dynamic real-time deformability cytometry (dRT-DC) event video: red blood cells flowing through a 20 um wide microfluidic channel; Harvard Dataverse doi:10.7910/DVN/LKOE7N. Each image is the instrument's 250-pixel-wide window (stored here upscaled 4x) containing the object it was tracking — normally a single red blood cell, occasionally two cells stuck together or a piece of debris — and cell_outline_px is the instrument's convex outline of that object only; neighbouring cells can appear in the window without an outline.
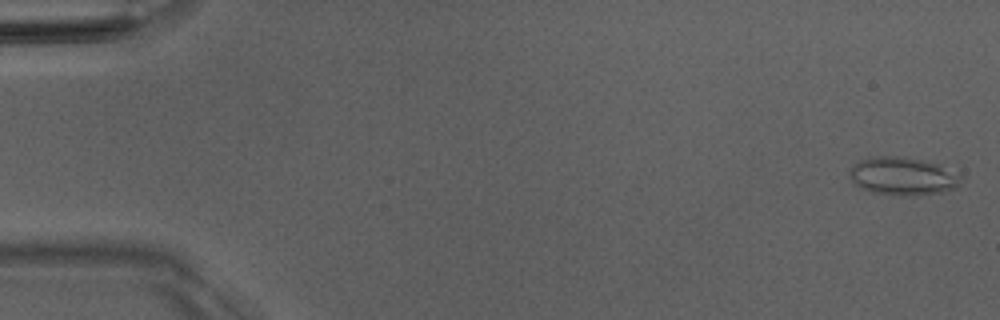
{"species": "Egyptian fruit bat (a non-hibernating species)", "species_latin": "Rousettus aegyptiacus", "temperature_condition": "room temperature", "stored_images_in_passage": 31, "camera_frame_rate_fps": 3000, "um_per_image_px": 0.085, "animal": {"sex": "male"}, "frame": {"image": 1, "passage_image": 1, "time_ms": 0.0, "image_size_px": [1000, 320], "cell_outline_px": [[960, 184], [956, 188], [944, 192], [916, 196], [896, 196], [872, 192], [860, 188], [852, 184], [848, 176], [852, 164], [860, 160], [880, 156], [892, 156], [920, 160], [936, 164], [960, 172]], "centroid_in_image_um": [76.72, 15.01], "position_along_channel_um": 8.3, "area_um2": 25.03}}
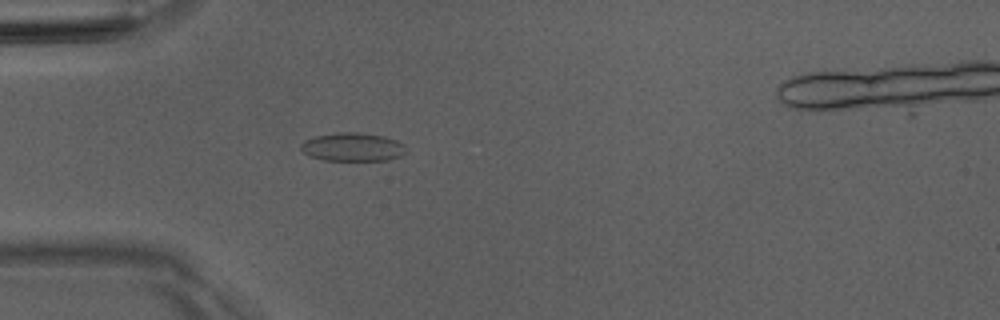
{"frame": {"image": 2, "passage_image": 15, "time_ms": 4.667, "image_size_px": [1000, 320], "cell_outline_px": [[404, 152], [400, 156], [388, 160], [324, 160], [308, 156], [300, 148], [300, 144], [304, 140], [316, 136], [340, 132], [356, 132], [384, 136], [396, 140], [404, 144]], "centroid_in_image_um": [29.94, 12.49], "position_along_channel_um": 55.1, "area_um2": 17.34}}
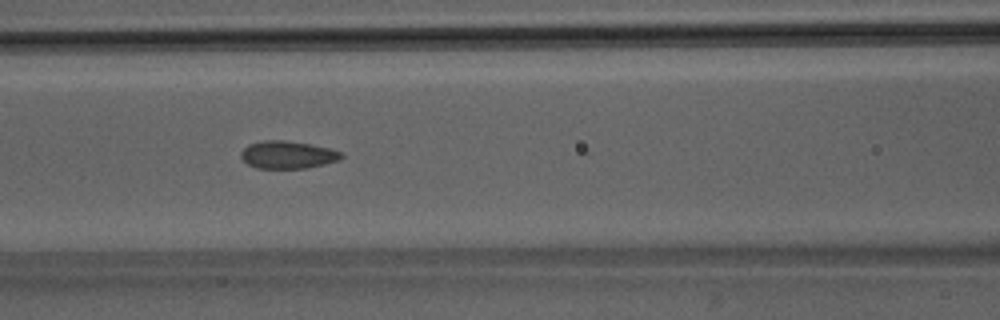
{"frame": {"image": 3, "passage_image": 22, "time_ms": 7.0, "image_size_px": [1000, 320], "cell_outline_px": [[344, 156], [340, 160], [308, 168], [256, 168], [248, 164], [240, 156], [240, 152], [248, 144], [264, 140], [284, 140], [308, 144], [328, 148], [340, 152]], "centroid_in_image_um": [24.43, 13.16], "position_along_channel_um": 142.2, "area_um2": 16.07}}